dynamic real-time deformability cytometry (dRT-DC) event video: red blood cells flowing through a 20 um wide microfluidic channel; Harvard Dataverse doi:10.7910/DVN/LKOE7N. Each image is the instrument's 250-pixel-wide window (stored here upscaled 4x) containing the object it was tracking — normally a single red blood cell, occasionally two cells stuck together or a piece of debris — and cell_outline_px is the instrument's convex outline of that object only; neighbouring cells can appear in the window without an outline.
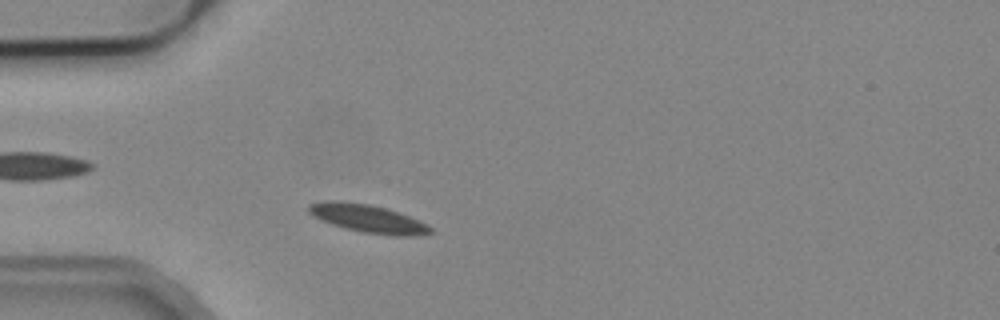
{"species": "common noctule bat (a hibernating species)", "species_latin": "Nyctalus noctula", "temperature_condition": "cold", "stored_images_in_passage": 45, "camera_frame_rate_fps": 3000, "um_per_image_px": 0.085, "animal": {"sex": "male", "body_mass_g": 19.2, "forearm_length_mm": 51.8}, "frame": {"image": 1, "passage_image": 7, "time_ms": 2.0, "image_size_px": [1000, 320], "cell_outline_px": [[436, 232], [420, 236], [396, 236], [364, 232], [344, 228], [332, 224], [312, 216], [308, 212], [308, 204], [324, 200], [340, 200], [368, 204], [384, 208], [408, 216], [428, 224]], "centroid_in_image_um": [31.28, 18.58], "position_along_channel_um": 53.7, "area_um2": 20.0}}
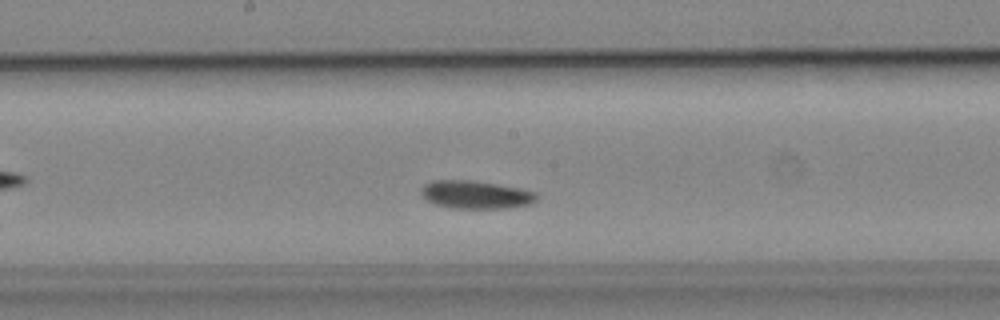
{"frame": {"image": 2, "passage_image": 20, "time_ms": 6.333, "image_size_px": [1000, 320], "cell_outline_px": [[536, 200], [528, 204], [508, 208], [452, 208], [436, 204], [428, 200], [420, 192], [420, 188], [424, 184], [432, 180], [468, 180], [496, 184], [520, 188], [536, 192]], "centroid_in_image_um": [40.41, 16.54], "position_along_channel_um": 207.8, "area_um2": 18.67}}
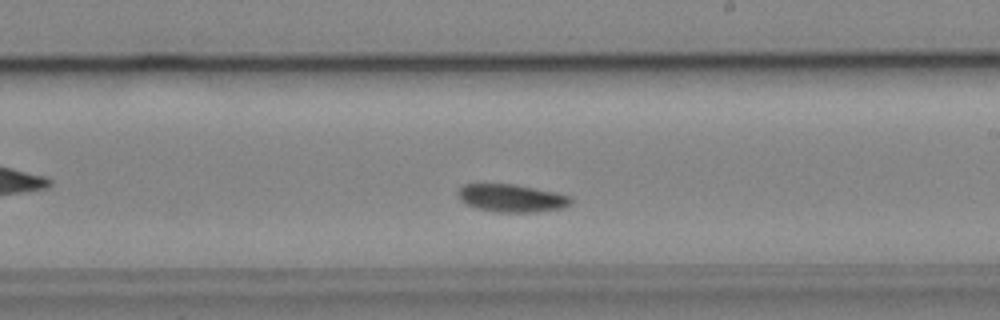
{"frame": {"image": 3, "passage_image": 23, "time_ms": 7.333, "image_size_px": [1000, 320], "cell_outline_px": [[572, 204], [560, 208], [536, 212], [496, 212], [476, 208], [464, 204], [456, 196], [456, 192], [464, 184], [516, 184], [556, 192], [572, 196]], "centroid_in_image_um": [43.46, 16.84], "position_along_channel_um": 245.5, "area_um2": 18.55}}